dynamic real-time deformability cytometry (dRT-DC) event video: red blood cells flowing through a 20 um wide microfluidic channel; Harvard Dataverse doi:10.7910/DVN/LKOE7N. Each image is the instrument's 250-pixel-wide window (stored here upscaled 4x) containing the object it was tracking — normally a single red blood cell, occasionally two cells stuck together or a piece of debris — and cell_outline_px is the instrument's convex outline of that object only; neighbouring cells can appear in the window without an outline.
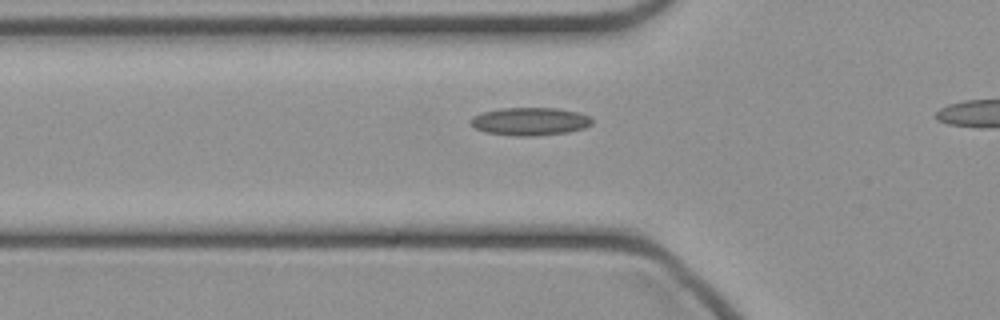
{"species": "common noctule bat (a hibernating species)", "species_latin": "Nyctalus noctula", "temperature_condition": "cold", "stored_images_in_passage": 27, "camera_frame_rate_fps": 3000, "um_per_image_px": 0.085, "animal": {"sex": "female", "body_mass_g": 21.9}, "frame": {"image": 1, "passage_image": 5, "time_ms": 1.333, "image_size_px": [1000, 320], "cell_outline_px": [[592, 124], [584, 128], [568, 132], [536, 136], [516, 136], [484, 132], [476, 128], [468, 120], [472, 116], [484, 112], [500, 108], [556, 108], [576, 112], [588, 116], [592, 120]], "centroid_in_image_um": [45.02, 10.32], "position_along_channel_um": 80.8, "area_um2": 19.71}}
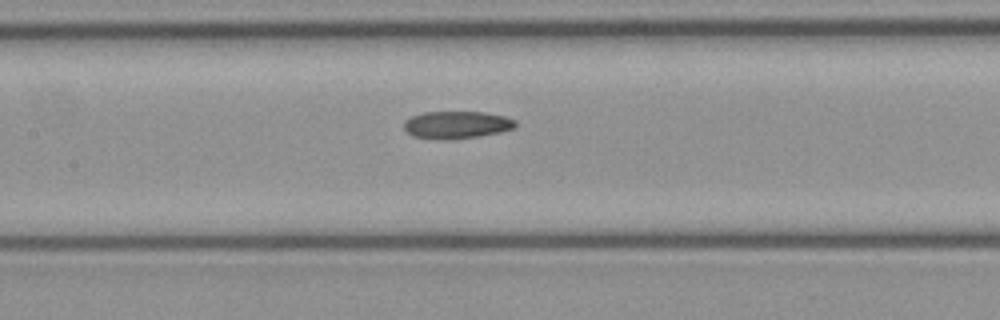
{"frame": {"image": 2, "passage_image": 11, "time_ms": 3.333, "image_size_px": [1000, 320], "cell_outline_px": [[516, 124], [512, 128], [500, 132], [480, 136], [412, 136], [404, 128], [404, 120], [412, 116], [424, 112], [484, 112], [504, 116], [516, 120]], "centroid_in_image_um": [38.85, 10.54], "position_along_channel_um": 168.5, "area_um2": 16.76}}
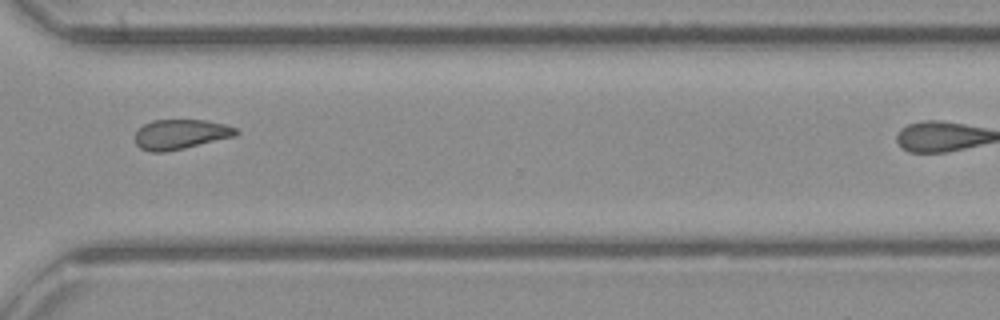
{"frame": {"image": 3, "passage_image": 24, "time_ms": 7.667, "image_size_px": [1000, 320], "cell_outline_px": [[240, 132], [236, 136], [184, 148], [164, 152], [152, 152], [140, 148], [136, 144], [136, 132], [144, 124], [152, 120], [208, 120], [224, 124], [236, 128]], "centroid_in_image_um": [15.37, 11.41], "position_along_channel_um": 355.2, "area_um2": 17.51}}